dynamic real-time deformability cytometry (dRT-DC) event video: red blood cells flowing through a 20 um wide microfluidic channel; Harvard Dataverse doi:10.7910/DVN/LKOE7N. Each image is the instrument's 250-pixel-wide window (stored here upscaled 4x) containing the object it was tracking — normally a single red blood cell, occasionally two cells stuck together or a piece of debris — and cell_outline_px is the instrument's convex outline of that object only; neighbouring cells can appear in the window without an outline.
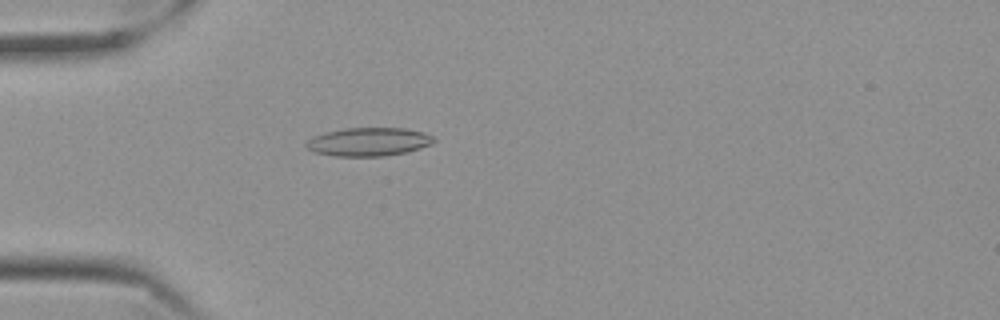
{"species": "Egyptian fruit bat (a non-hibernating species)", "species_latin": "Rousettus aegyptiacus", "temperature_condition": "cold", "stored_images_in_passage": 43, "camera_frame_rate_fps": 3000, "um_per_image_px": 0.085, "frame": {"image": 1, "passage_image": 3, "time_ms": 0.667, "image_size_px": [1000, 320], "cell_outline_px": [[436, 140], [432, 144], [420, 148], [404, 152], [384, 156], [336, 156], [316, 152], [308, 148], [304, 144], [312, 136], [344, 128], [404, 128], [424, 132], [432, 136]], "centroid_in_image_um": [31.35, 12.05], "position_along_channel_um": 53.7, "area_um2": 20.98}}
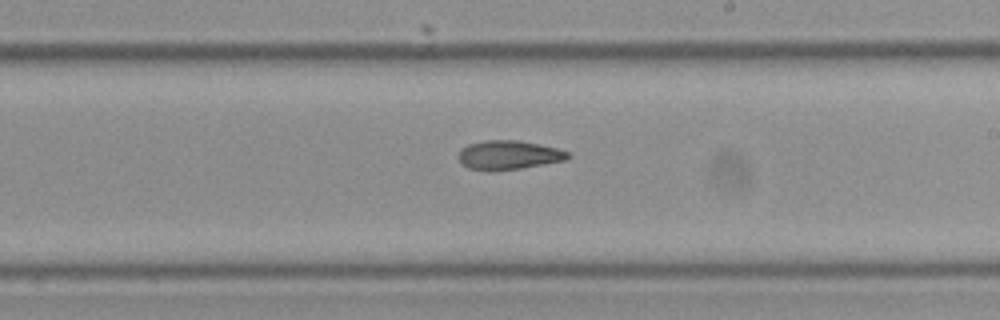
{"frame": {"image": 2, "passage_image": 20, "time_ms": 6.333, "image_size_px": [1000, 320], "cell_outline_px": [[572, 156], [564, 160], [520, 168], [468, 168], [456, 156], [468, 144], [484, 140], [516, 140], [556, 148], [568, 152]], "centroid_in_image_um": [43.25, 13.13], "position_along_channel_um": 245.7, "area_um2": 17.57}}
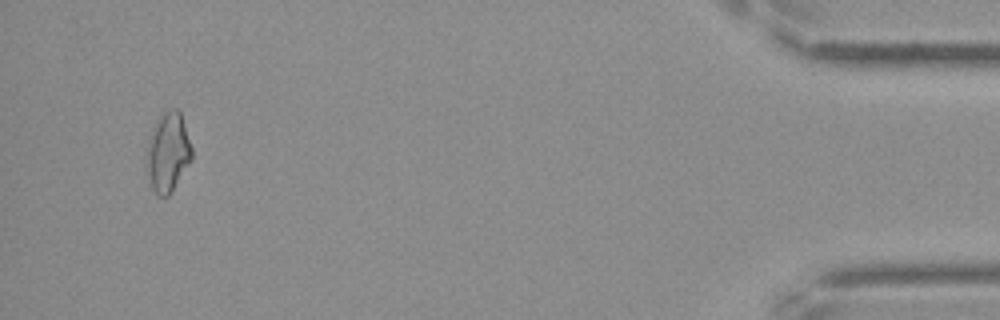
{"frame": {"image": 3, "passage_image": 41, "time_ms": 13.333, "image_size_px": [1000, 320], "cell_outline_px": [[192, 160], [168, 196], [160, 196], [152, 188], [144, 164], [144, 160], [148, 140], [160, 112], [168, 108], [176, 108], [180, 112], [192, 148]], "centroid_in_image_um": [14.24, 12.91], "position_along_channel_um": 421.0, "area_um2": 21.15}, "authors_computed_cell_mechanics": {"area_um2": 18.6116, "velocity_mm_per_s": 3.5482, "shape_relaxation_time_tau1_ms": 9.3391, "shape_relaxation_time_tau2_ms": 7.2172, "deformation_change_tau1": 0.2209, "deformation_change_tau2": 0.1695}}